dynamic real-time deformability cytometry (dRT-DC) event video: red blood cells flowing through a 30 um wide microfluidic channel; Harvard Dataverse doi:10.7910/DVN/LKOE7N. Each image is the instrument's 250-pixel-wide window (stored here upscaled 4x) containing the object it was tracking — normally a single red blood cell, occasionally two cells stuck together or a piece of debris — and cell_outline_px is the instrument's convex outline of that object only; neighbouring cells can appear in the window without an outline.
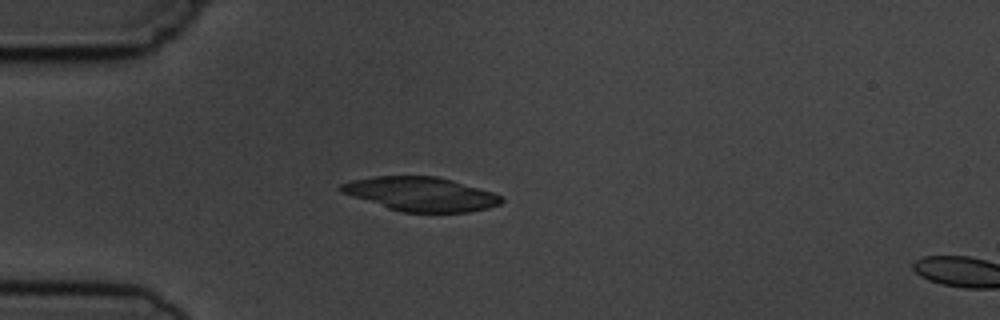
{"species": "common noctule bat (a hibernating species)", "species_latin": "Nyctalus noctula", "temperature_condition": "cold", "stored_images_in_passage": 4, "camera_frame_rate_fps": 3000, "um_per_image_px": 0.085, "animal": {"sex": "male", "body_mass_g": 19.5, "forearm_length_mm": 54.6}, "frame": {"image": 1, "passage_image": 3, "time_ms": 2.333, "image_size_px": [1000, 320], "cell_outline_px": [[504, 200], [500, 204], [488, 208], [468, 212], [400, 212], [340, 192], [336, 188], [340, 184], [352, 180], [372, 176], [436, 176], [452, 180], [480, 188], [504, 196]], "centroid_in_image_um": [35.77, 16.49], "position_along_channel_um": 49.2, "area_um2": 31.91}}